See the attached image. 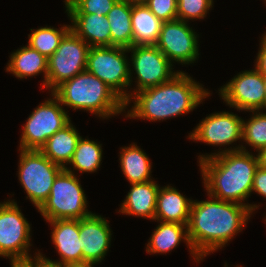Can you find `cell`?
<instances>
[{"mask_svg": "<svg viewBox=\"0 0 266 267\" xmlns=\"http://www.w3.org/2000/svg\"><path fill=\"white\" fill-rule=\"evenodd\" d=\"M131 51V64L137 77V93L143 89L158 86L170 81L178 72H173L169 59L155 45H137L128 48Z\"/></svg>", "mask_w": 266, "mask_h": 267, "instance_id": "cell-11", "label": "cell"}, {"mask_svg": "<svg viewBox=\"0 0 266 267\" xmlns=\"http://www.w3.org/2000/svg\"><path fill=\"white\" fill-rule=\"evenodd\" d=\"M53 227L51 239L61 260L52 261L39 253L38 259L45 264L55 267L82 265V241L79 233V219H65L47 221Z\"/></svg>", "mask_w": 266, "mask_h": 267, "instance_id": "cell-15", "label": "cell"}, {"mask_svg": "<svg viewBox=\"0 0 266 267\" xmlns=\"http://www.w3.org/2000/svg\"><path fill=\"white\" fill-rule=\"evenodd\" d=\"M240 146L198 156L199 167L209 197L247 205L253 212L259 205L243 202L252 193L258 161L246 147Z\"/></svg>", "mask_w": 266, "mask_h": 267, "instance_id": "cell-1", "label": "cell"}, {"mask_svg": "<svg viewBox=\"0 0 266 267\" xmlns=\"http://www.w3.org/2000/svg\"><path fill=\"white\" fill-rule=\"evenodd\" d=\"M126 1L133 4H139V3H144L146 0H126Z\"/></svg>", "mask_w": 266, "mask_h": 267, "instance_id": "cell-38", "label": "cell"}, {"mask_svg": "<svg viewBox=\"0 0 266 267\" xmlns=\"http://www.w3.org/2000/svg\"><path fill=\"white\" fill-rule=\"evenodd\" d=\"M118 0H79L66 12L68 14H97L107 16Z\"/></svg>", "mask_w": 266, "mask_h": 267, "instance_id": "cell-30", "label": "cell"}, {"mask_svg": "<svg viewBox=\"0 0 266 267\" xmlns=\"http://www.w3.org/2000/svg\"><path fill=\"white\" fill-rule=\"evenodd\" d=\"M260 50L258 51L255 68L266 77V33L262 35Z\"/></svg>", "mask_w": 266, "mask_h": 267, "instance_id": "cell-33", "label": "cell"}, {"mask_svg": "<svg viewBox=\"0 0 266 267\" xmlns=\"http://www.w3.org/2000/svg\"><path fill=\"white\" fill-rule=\"evenodd\" d=\"M209 95L210 92L202 84L180 71L166 83L134 94L131 92L130 98L125 102V109L133 100L134 106L125 117L150 121L174 118L193 111Z\"/></svg>", "mask_w": 266, "mask_h": 267, "instance_id": "cell-3", "label": "cell"}, {"mask_svg": "<svg viewBox=\"0 0 266 267\" xmlns=\"http://www.w3.org/2000/svg\"><path fill=\"white\" fill-rule=\"evenodd\" d=\"M219 95L230 106L244 111L265 109V77L256 69L245 70L220 88Z\"/></svg>", "mask_w": 266, "mask_h": 267, "instance_id": "cell-12", "label": "cell"}, {"mask_svg": "<svg viewBox=\"0 0 266 267\" xmlns=\"http://www.w3.org/2000/svg\"><path fill=\"white\" fill-rule=\"evenodd\" d=\"M132 3L118 0L107 14L111 33V46L129 48L133 46L131 24Z\"/></svg>", "mask_w": 266, "mask_h": 267, "instance_id": "cell-24", "label": "cell"}, {"mask_svg": "<svg viewBox=\"0 0 266 267\" xmlns=\"http://www.w3.org/2000/svg\"><path fill=\"white\" fill-rule=\"evenodd\" d=\"M66 267H93V264L70 265Z\"/></svg>", "mask_w": 266, "mask_h": 267, "instance_id": "cell-37", "label": "cell"}, {"mask_svg": "<svg viewBox=\"0 0 266 267\" xmlns=\"http://www.w3.org/2000/svg\"><path fill=\"white\" fill-rule=\"evenodd\" d=\"M90 46L72 30L48 58L46 89L51 93L63 82L86 70Z\"/></svg>", "mask_w": 266, "mask_h": 267, "instance_id": "cell-10", "label": "cell"}, {"mask_svg": "<svg viewBox=\"0 0 266 267\" xmlns=\"http://www.w3.org/2000/svg\"><path fill=\"white\" fill-rule=\"evenodd\" d=\"M242 121L232 112H215L202 119L188 138L209 145L226 146L242 140Z\"/></svg>", "mask_w": 266, "mask_h": 267, "instance_id": "cell-14", "label": "cell"}, {"mask_svg": "<svg viewBox=\"0 0 266 267\" xmlns=\"http://www.w3.org/2000/svg\"><path fill=\"white\" fill-rule=\"evenodd\" d=\"M144 4L162 22L178 19L177 0H146Z\"/></svg>", "mask_w": 266, "mask_h": 267, "instance_id": "cell-31", "label": "cell"}, {"mask_svg": "<svg viewBox=\"0 0 266 267\" xmlns=\"http://www.w3.org/2000/svg\"><path fill=\"white\" fill-rule=\"evenodd\" d=\"M76 128L70 122L53 136L47 139L46 143L40 148V151L53 163L65 168L72 159L81 138Z\"/></svg>", "mask_w": 266, "mask_h": 267, "instance_id": "cell-22", "label": "cell"}, {"mask_svg": "<svg viewBox=\"0 0 266 267\" xmlns=\"http://www.w3.org/2000/svg\"><path fill=\"white\" fill-rule=\"evenodd\" d=\"M162 23L144 3H132L131 24L133 46L155 45L161 31Z\"/></svg>", "mask_w": 266, "mask_h": 267, "instance_id": "cell-23", "label": "cell"}, {"mask_svg": "<svg viewBox=\"0 0 266 267\" xmlns=\"http://www.w3.org/2000/svg\"><path fill=\"white\" fill-rule=\"evenodd\" d=\"M71 30L90 47H111V33L107 17L97 14H67Z\"/></svg>", "mask_w": 266, "mask_h": 267, "instance_id": "cell-18", "label": "cell"}, {"mask_svg": "<svg viewBox=\"0 0 266 267\" xmlns=\"http://www.w3.org/2000/svg\"><path fill=\"white\" fill-rule=\"evenodd\" d=\"M187 23L179 19L162 23L155 46L172 64H192L199 56L198 35Z\"/></svg>", "mask_w": 266, "mask_h": 267, "instance_id": "cell-13", "label": "cell"}, {"mask_svg": "<svg viewBox=\"0 0 266 267\" xmlns=\"http://www.w3.org/2000/svg\"><path fill=\"white\" fill-rule=\"evenodd\" d=\"M120 166L130 184L143 183L152 180L151 162L147 154L136 144L121 148Z\"/></svg>", "mask_w": 266, "mask_h": 267, "instance_id": "cell-25", "label": "cell"}, {"mask_svg": "<svg viewBox=\"0 0 266 267\" xmlns=\"http://www.w3.org/2000/svg\"><path fill=\"white\" fill-rule=\"evenodd\" d=\"M30 30L32 33L28 35L29 42L27 44L49 58L55 53L64 36L71 30V25H63L60 29L47 26Z\"/></svg>", "mask_w": 266, "mask_h": 267, "instance_id": "cell-27", "label": "cell"}, {"mask_svg": "<svg viewBox=\"0 0 266 267\" xmlns=\"http://www.w3.org/2000/svg\"><path fill=\"white\" fill-rule=\"evenodd\" d=\"M192 202L172 186L161 187L157 194L154 220L187 225Z\"/></svg>", "mask_w": 266, "mask_h": 267, "instance_id": "cell-17", "label": "cell"}, {"mask_svg": "<svg viewBox=\"0 0 266 267\" xmlns=\"http://www.w3.org/2000/svg\"><path fill=\"white\" fill-rule=\"evenodd\" d=\"M7 65V72L14 74L20 79L29 76L33 77L43 72L44 81L42 88H46L48 58L39 51L32 49L29 45L13 52Z\"/></svg>", "mask_w": 266, "mask_h": 267, "instance_id": "cell-21", "label": "cell"}, {"mask_svg": "<svg viewBox=\"0 0 266 267\" xmlns=\"http://www.w3.org/2000/svg\"><path fill=\"white\" fill-rule=\"evenodd\" d=\"M212 5L213 0H177V18L185 22L204 19Z\"/></svg>", "mask_w": 266, "mask_h": 267, "instance_id": "cell-29", "label": "cell"}, {"mask_svg": "<svg viewBox=\"0 0 266 267\" xmlns=\"http://www.w3.org/2000/svg\"><path fill=\"white\" fill-rule=\"evenodd\" d=\"M102 152L101 144L81 136L69 164L73 166V170L82 173L96 172L101 165Z\"/></svg>", "mask_w": 266, "mask_h": 267, "instance_id": "cell-26", "label": "cell"}, {"mask_svg": "<svg viewBox=\"0 0 266 267\" xmlns=\"http://www.w3.org/2000/svg\"><path fill=\"white\" fill-rule=\"evenodd\" d=\"M149 242L147 243L146 252L155 254V253H166L175 249L181 240L186 242L187 246L190 249V254L199 263L201 260L192 250L188 234H187V225L180 223H171V222H160L156 227Z\"/></svg>", "mask_w": 266, "mask_h": 267, "instance_id": "cell-20", "label": "cell"}, {"mask_svg": "<svg viewBox=\"0 0 266 267\" xmlns=\"http://www.w3.org/2000/svg\"><path fill=\"white\" fill-rule=\"evenodd\" d=\"M258 167L266 170V148L257 151Z\"/></svg>", "mask_w": 266, "mask_h": 267, "instance_id": "cell-34", "label": "cell"}, {"mask_svg": "<svg viewBox=\"0 0 266 267\" xmlns=\"http://www.w3.org/2000/svg\"><path fill=\"white\" fill-rule=\"evenodd\" d=\"M85 195L74 172L65 167L55 178L50 195L38 211L45 221L81 219L92 213L88 212Z\"/></svg>", "mask_w": 266, "mask_h": 267, "instance_id": "cell-5", "label": "cell"}, {"mask_svg": "<svg viewBox=\"0 0 266 267\" xmlns=\"http://www.w3.org/2000/svg\"><path fill=\"white\" fill-rule=\"evenodd\" d=\"M128 48L111 47H90L87 59L86 70L98 77L127 102L130 93L126 89L132 83V68L125 53ZM128 92V93H127Z\"/></svg>", "mask_w": 266, "mask_h": 267, "instance_id": "cell-7", "label": "cell"}, {"mask_svg": "<svg viewBox=\"0 0 266 267\" xmlns=\"http://www.w3.org/2000/svg\"><path fill=\"white\" fill-rule=\"evenodd\" d=\"M20 150L18 179L37 210L50 195L57 175L64 169L40 150Z\"/></svg>", "mask_w": 266, "mask_h": 267, "instance_id": "cell-8", "label": "cell"}, {"mask_svg": "<svg viewBox=\"0 0 266 267\" xmlns=\"http://www.w3.org/2000/svg\"><path fill=\"white\" fill-rule=\"evenodd\" d=\"M52 93L63 106L90 111L102 119L125 111L124 100L87 70L63 82Z\"/></svg>", "mask_w": 266, "mask_h": 267, "instance_id": "cell-4", "label": "cell"}, {"mask_svg": "<svg viewBox=\"0 0 266 267\" xmlns=\"http://www.w3.org/2000/svg\"><path fill=\"white\" fill-rule=\"evenodd\" d=\"M130 185L132 187L122 201L119 213L154 220L160 186L154 180Z\"/></svg>", "mask_w": 266, "mask_h": 267, "instance_id": "cell-19", "label": "cell"}, {"mask_svg": "<svg viewBox=\"0 0 266 267\" xmlns=\"http://www.w3.org/2000/svg\"><path fill=\"white\" fill-rule=\"evenodd\" d=\"M210 198L192 202L187 224L191 248L201 260L241 232L252 214L247 205Z\"/></svg>", "mask_w": 266, "mask_h": 267, "instance_id": "cell-2", "label": "cell"}, {"mask_svg": "<svg viewBox=\"0 0 266 267\" xmlns=\"http://www.w3.org/2000/svg\"><path fill=\"white\" fill-rule=\"evenodd\" d=\"M265 108H266V77H265Z\"/></svg>", "mask_w": 266, "mask_h": 267, "instance_id": "cell-39", "label": "cell"}, {"mask_svg": "<svg viewBox=\"0 0 266 267\" xmlns=\"http://www.w3.org/2000/svg\"><path fill=\"white\" fill-rule=\"evenodd\" d=\"M19 267H55V266H51V265L45 264L41 260L36 259V260H33V261H29L28 263L22 264Z\"/></svg>", "mask_w": 266, "mask_h": 267, "instance_id": "cell-35", "label": "cell"}, {"mask_svg": "<svg viewBox=\"0 0 266 267\" xmlns=\"http://www.w3.org/2000/svg\"><path fill=\"white\" fill-rule=\"evenodd\" d=\"M30 226L14 200L0 203V256L9 258L11 267L38 259L39 251L34 258L28 253Z\"/></svg>", "mask_w": 266, "mask_h": 267, "instance_id": "cell-6", "label": "cell"}, {"mask_svg": "<svg viewBox=\"0 0 266 267\" xmlns=\"http://www.w3.org/2000/svg\"><path fill=\"white\" fill-rule=\"evenodd\" d=\"M77 1L79 0H65V8H66V11L72 7Z\"/></svg>", "mask_w": 266, "mask_h": 267, "instance_id": "cell-36", "label": "cell"}, {"mask_svg": "<svg viewBox=\"0 0 266 267\" xmlns=\"http://www.w3.org/2000/svg\"><path fill=\"white\" fill-rule=\"evenodd\" d=\"M266 198V170L258 167L255 171L252 192Z\"/></svg>", "mask_w": 266, "mask_h": 267, "instance_id": "cell-32", "label": "cell"}, {"mask_svg": "<svg viewBox=\"0 0 266 267\" xmlns=\"http://www.w3.org/2000/svg\"><path fill=\"white\" fill-rule=\"evenodd\" d=\"M111 229L101 215L90 213L79 219V233L82 241L83 264L100 263L106 256L111 243Z\"/></svg>", "mask_w": 266, "mask_h": 267, "instance_id": "cell-16", "label": "cell"}, {"mask_svg": "<svg viewBox=\"0 0 266 267\" xmlns=\"http://www.w3.org/2000/svg\"><path fill=\"white\" fill-rule=\"evenodd\" d=\"M39 104L29 115L20 139L21 150H40L47 139L68 125L71 120L58 98Z\"/></svg>", "mask_w": 266, "mask_h": 267, "instance_id": "cell-9", "label": "cell"}, {"mask_svg": "<svg viewBox=\"0 0 266 267\" xmlns=\"http://www.w3.org/2000/svg\"><path fill=\"white\" fill-rule=\"evenodd\" d=\"M253 113L248 121L242 119V140L256 151L266 148V113Z\"/></svg>", "mask_w": 266, "mask_h": 267, "instance_id": "cell-28", "label": "cell"}]
</instances>
